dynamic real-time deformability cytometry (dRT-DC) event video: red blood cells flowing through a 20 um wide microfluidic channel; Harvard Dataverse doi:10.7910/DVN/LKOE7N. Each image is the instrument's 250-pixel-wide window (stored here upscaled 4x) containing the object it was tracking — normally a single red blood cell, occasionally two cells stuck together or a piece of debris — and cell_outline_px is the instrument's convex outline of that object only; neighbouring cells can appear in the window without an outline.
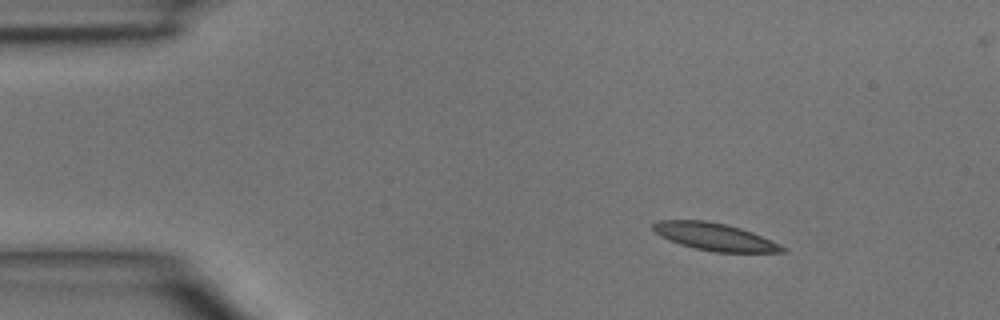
{"species": "common noctule bat (a hibernating species)", "species_latin": "Nyctalus noctula", "temperature_condition": "room temperature", "stored_images_in_passage": 4, "camera_frame_rate_fps": 3000, "um_per_image_px": 0.085, "animal": {"sex": "male", "body_mass_g": 15.6}, "frame": {"image": 1, "passage_image": 1, "time_ms": 0.0, "image_size_px": [1000, 320], "cell_outline_px": [[788, 252], [712, 252], [680, 244], [668, 240], [660, 236], [652, 228], [652, 224], [656, 220], [704, 220], [728, 224], [752, 232], [772, 240], [788, 248]], "centroid_in_image_um": [60.77, 20.12], "position_along_channel_um": 24.2, "area_um2": 20.81}}
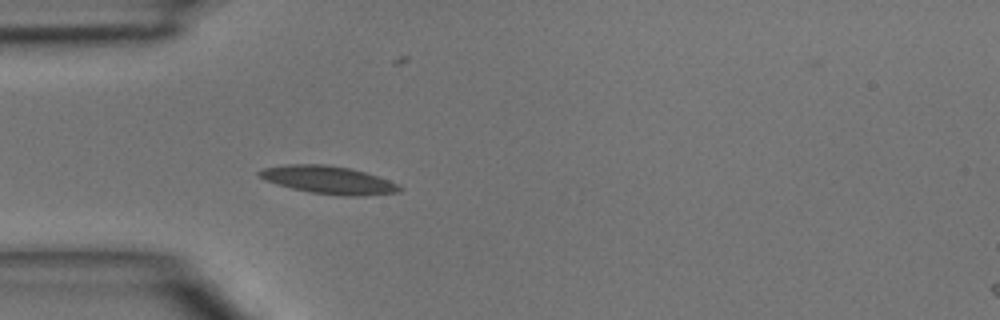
{"frame": {"image": 2, "passage_image": 3, "time_ms": 2.333, "image_size_px": [1000, 320], "cell_outline_px": [[404, 188], [400, 192], [364, 196], [340, 196], [308, 192], [276, 184], [264, 180], [256, 172], [264, 168], [284, 164], [324, 164], [352, 168], [388, 180]], "centroid_in_image_um": [27.91, 15.3], "position_along_channel_um": 57.1, "area_um2": 22.89}}